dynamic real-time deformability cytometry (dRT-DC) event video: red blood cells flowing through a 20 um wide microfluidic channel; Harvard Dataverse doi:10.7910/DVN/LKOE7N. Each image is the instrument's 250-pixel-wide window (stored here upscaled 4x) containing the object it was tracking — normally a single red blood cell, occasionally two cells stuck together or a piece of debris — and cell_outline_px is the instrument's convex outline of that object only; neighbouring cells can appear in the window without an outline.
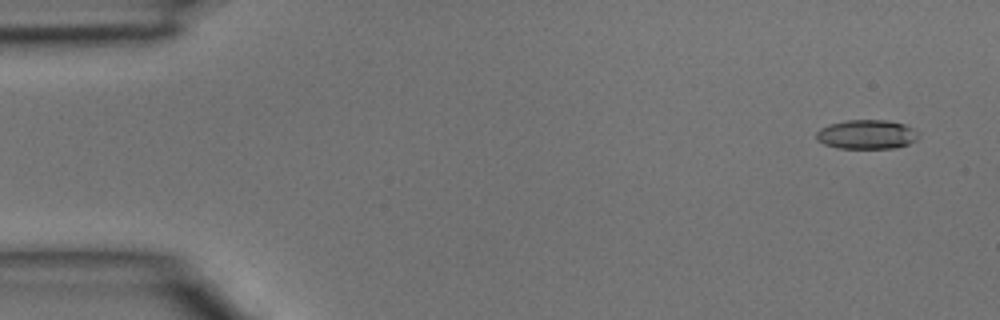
{"species": "common noctule bat (a hibernating species)", "species_latin": "Nyctalus noctula", "temperature_condition": "room temperature", "stored_images_in_passage": 4, "camera_frame_rate_fps": 3000, "um_per_image_px": 0.085, "animal": {"sex": "male", "body_mass_g": 15.6}, "frame": {"image": 1, "passage_image": 1, "time_ms": 0.0, "image_size_px": [1000, 320], "cell_outline_px": [[920, 136], [916, 140], [908, 144], [896, 148], [836, 148], [824, 144], [816, 140], [816, 132], [820, 128], [828, 124], [844, 120], [888, 120], [904, 124], [920, 132]], "centroid_in_image_um": [73.67, 11.42], "position_along_channel_um": 11.3, "area_um2": 17.69}}
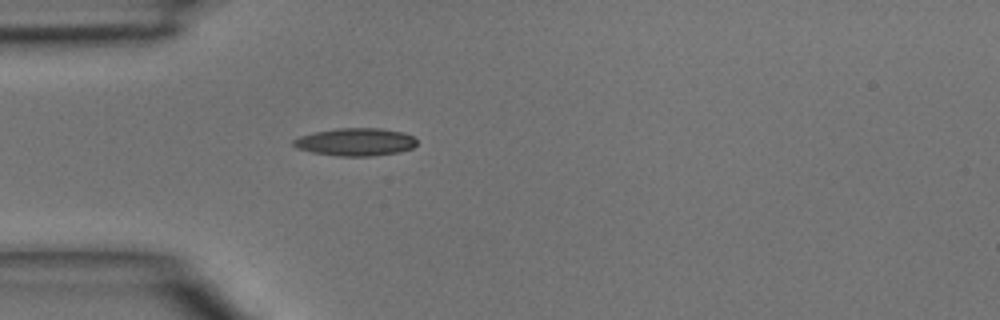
{"frame": {"image": 2, "passage_image": 4, "time_ms": 1.0, "image_size_px": [1000, 320], "cell_outline_px": [[416, 144], [412, 148], [400, 152], [372, 156], [336, 156], [312, 152], [296, 148], [292, 144], [292, 140], [300, 136], [316, 132], [336, 128], [380, 128], [404, 132], [412, 136], [416, 140]], "centroid_in_image_um": [30.21, 12.07], "position_along_channel_um": 54.8, "area_um2": 20.0}}